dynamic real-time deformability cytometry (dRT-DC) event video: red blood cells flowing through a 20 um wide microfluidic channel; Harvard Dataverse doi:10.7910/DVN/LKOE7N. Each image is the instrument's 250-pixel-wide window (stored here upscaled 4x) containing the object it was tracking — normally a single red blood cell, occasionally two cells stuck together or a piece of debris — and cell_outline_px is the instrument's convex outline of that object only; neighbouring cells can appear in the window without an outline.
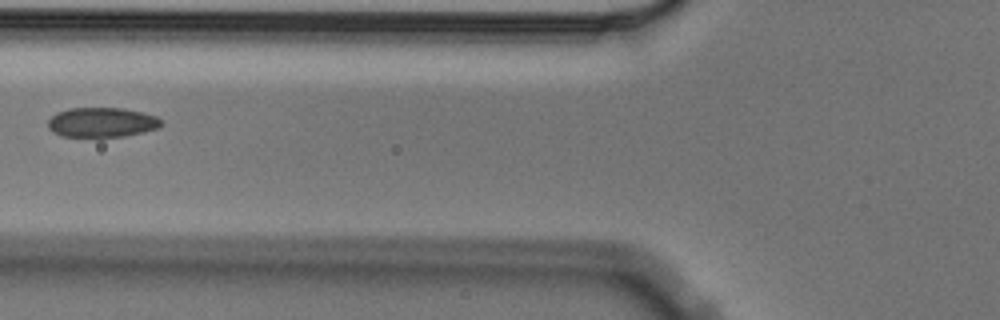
{"species": "Egyptian fruit bat (a non-hibernating species)", "species_latin": "Rousettus aegyptiacus", "temperature_condition": "cold", "stored_images_in_passage": 7, "camera_frame_rate_fps": 3000, "um_per_image_px": 0.085, "animal": {"sex": "male"}, "frame": {"image": 1, "passage_image": 4, "time_ms": 1.0, "image_size_px": [1000, 320], "cell_outline_px": [[164, 124], [160, 128], [144, 132], [124, 136], [60, 136], [52, 132], [48, 128], [48, 120], [56, 112], [68, 108], [124, 108], [144, 112], [156, 116], [164, 120]], "centroid_in_image_um": [8.7, 10.39], "position_along_channel_um": 117.1, "area_um2": 19.88}}
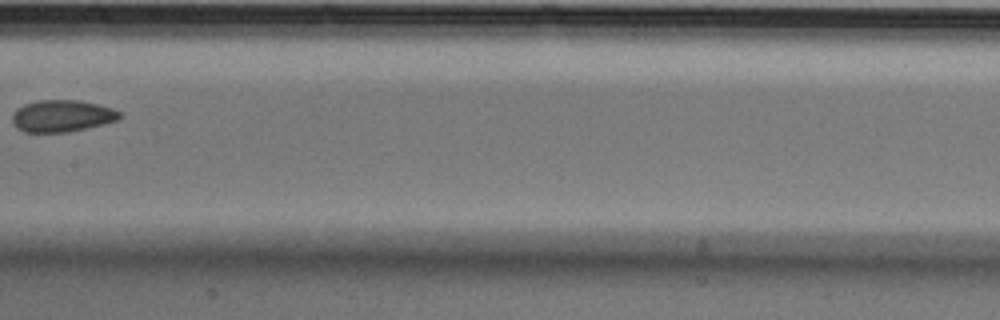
{"frame": {"image": 2, "passage_image": 6, "time_ms": 1.667, "image_size_px": [1000, 320], "cell_outline_px": [[124, 116], [120, 120], [68, 132], [24, 132], [16, 128], [12, 124], [12, 116], [16, 108], [24, 104], [40, 100], [80, 100], [112, 108], [120, 112]], "centroid_in_image_um": [5.27, 9.86], "position_along_channel_um": 202.1, "area_um2": 20.11}}
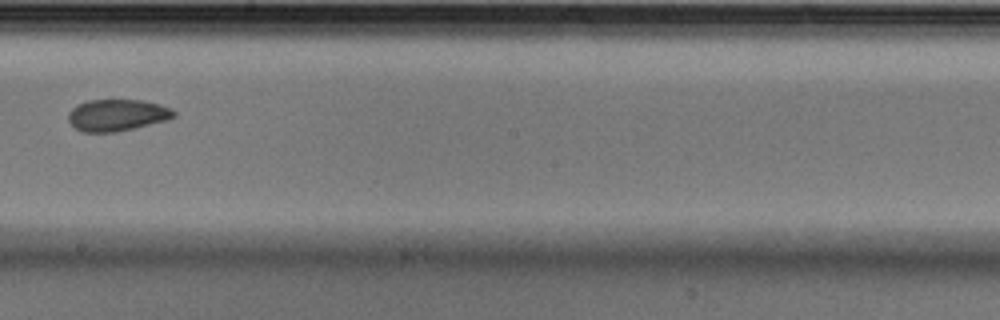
{"frame": {"image": 3, "passage_image": 7, "time_ms": 2.0, "image_size_px": [1000, 320], "cell_outline_px": [[176, 116], [168, 120], [136, 128], [116, 132], [80, 132], [68, 120], [68, 112], [76, 104], [88, 100], [144, 100], [160, 104], [172, 108], [176, 112]], "centroid_in_image_um": [9.97, 9.78], "position_along_channel_um": 238.2, "area_um2": 19.83}}